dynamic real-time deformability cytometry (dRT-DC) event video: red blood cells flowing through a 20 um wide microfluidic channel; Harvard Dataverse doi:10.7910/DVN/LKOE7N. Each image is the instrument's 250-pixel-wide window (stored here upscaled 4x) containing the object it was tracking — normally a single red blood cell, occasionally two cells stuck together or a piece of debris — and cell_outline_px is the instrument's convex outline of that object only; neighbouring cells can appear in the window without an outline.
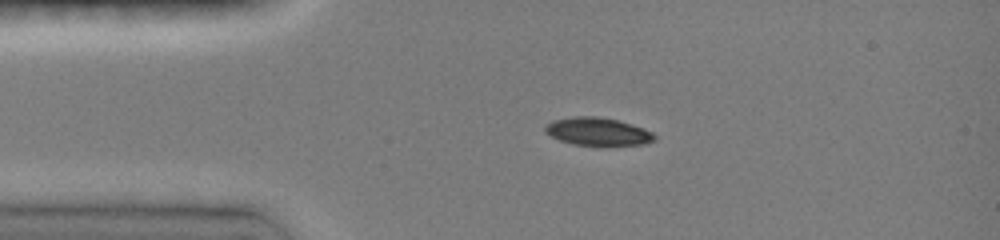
{"species": "common noctule bat (a hibernating species)", "species_latin": "Nyctalus noctula", "temperature_condition": "room temperature", "stored_images_in_passage": 40, "camera_frame_rate_fps": 3000, "um_per_image_px": 0.085, "animal": {"sex": "female", "body_mass_g": 19.0, "forearm_length_mm": 51.5}, "frame": {"image": 1, "passage_image": 1, "time_ms": 0.0, "image_size_px": [1000, 240], "cell_outline_px": [[656, 140], [644, 144], [612, 148], [600, 148], [572, 144], [560, 140], [544, 132], [544, 124], [552, 120], [572, 116], [596, 116], [616, 120], [644, 128], [652, 132], [656, 136]], "centroid_in_image_um": [50.82, 11.23], "position_along_channel_um": 34.2, "area_um2": 18.73}}
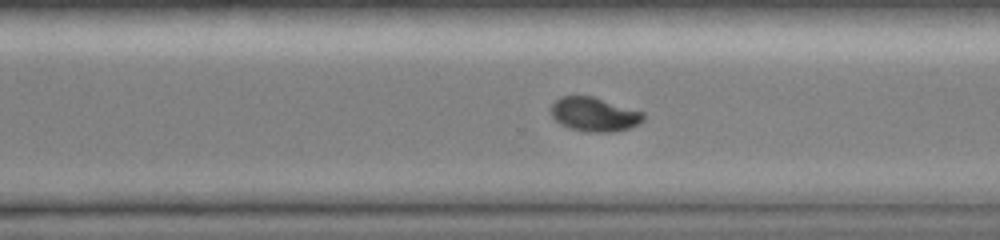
{"frame": {"image": 2, "passage_image": 26, "time_ms": 7.667, "image_size_px": [1000, 240], "cell_outline_px": [[644, 120], [628, 128], [612, 132], [588, 132], [568, 128], [560, 124], [552, 116], [552, 104], [560, 96], [592, 96], [644, 112]], "centroid_in_image_um": [50.5, 9.72], "position_along_channel_um": 320.1, "area_um2": 18.21}}
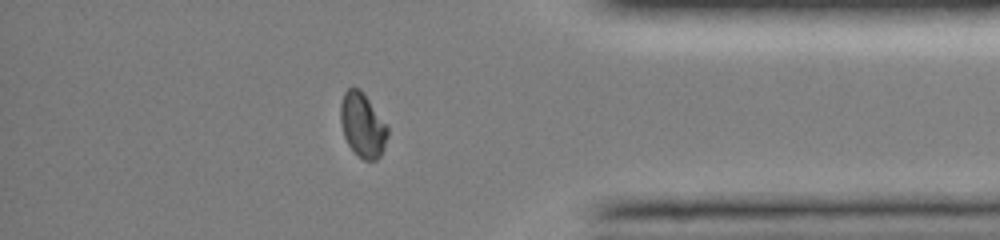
{"frame": {"image": 3, "passage_image": 33, "time_ms": 10.0, "image_size_px": [1000, 240], "cell_outline_px": [[388, 136], [384, 148], [380, 156], [376, 160], [364, 160], [348, 144], [344, 136], [340, 120], [340, 104], [344, 92], [348, 88], [360, 88], [388, 128]], "centroid_in_image_um": [30.8, 10.63], "position_along_channel_um": 404.4, "area_um2": 17.34}, "authors_computed_cell_mechanics": {"area_um2": 18.7272, "velocity_mm_per_s": 4.1134, "shape_relaxation_time_tau1_ms": 3.797, "shape_relaxation_time_tau2_ms": 5.1779, "deformation_change_tau1": 0.1558, "deformation_change_tau2": 0.0437}}